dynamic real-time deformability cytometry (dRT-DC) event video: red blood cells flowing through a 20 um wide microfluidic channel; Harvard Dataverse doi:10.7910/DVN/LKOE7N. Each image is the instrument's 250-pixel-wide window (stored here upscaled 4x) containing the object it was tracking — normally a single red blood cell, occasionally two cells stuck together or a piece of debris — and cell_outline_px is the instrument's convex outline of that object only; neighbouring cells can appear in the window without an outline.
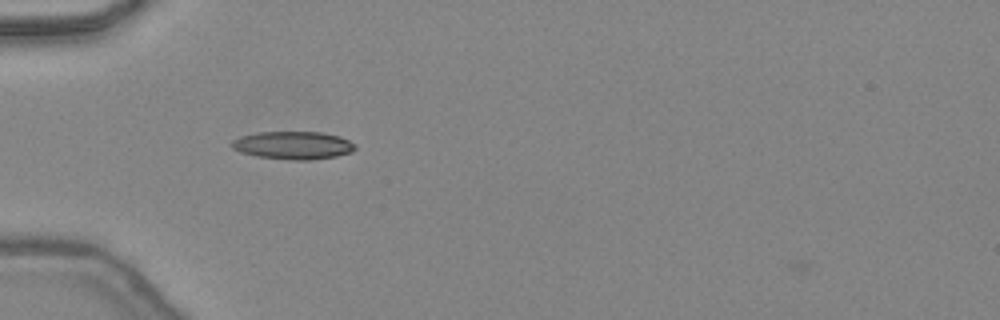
{"species": "common noctule bat (a hibernating species)", "species_latin": "Nyctalus noctula", "temperature_condition": "warm", "stored_images_in_passage": 33, "camera_frame_rate_fps": 3000, "um_per_image_px": 0.085, "animal": {"sex": "female", "body_mass_g": 24.6, "forearm_length_mm": 56.2}, "frame": {"image": 1, "passage_image": 8, "time_ms": 2.333, "image_size_px": [1000, 320], "cell_outline_px": [[356, 148], [352, 152], [336, 156], [308, 160], [296, 160], [256, 156], [240, 152], [232, 148], [232, 140], [240, 136], [260, 132], [320, 132], [340, 136], [356, 144]], "centroid_in_image_um": [24.93, 12.35], "position_along_channel_um": 60.1, "area_um2": 20.0}}
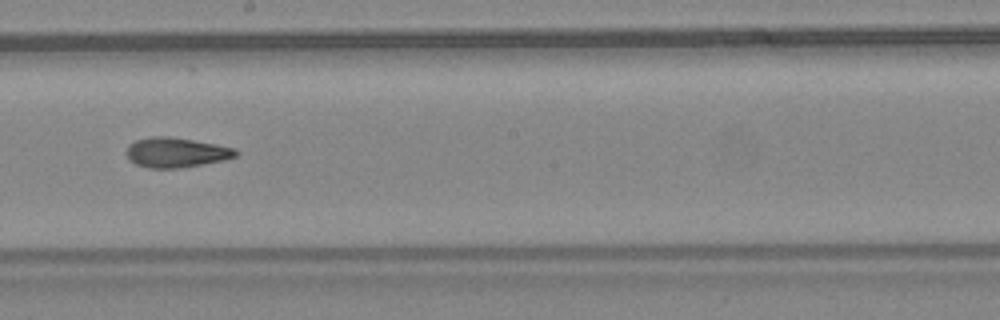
{"frame": {"image": 2, "passage_image": 20, "time_ms": 6.333, "image_size_px": [1000, 320], "cell_outline_px": [[240, 152], [236, 156], [224, 160], [180, 168], [148, 168], [136, 164], [128, 160], [124, 152], [128, 144], [136, 140], [152, 136], [168, 136], [216, 144], [236, 148]], "centroid_in_image_um": [14.94, 12.96], "position_along_channel_um": 233.3, "area_um2": 19.25}}
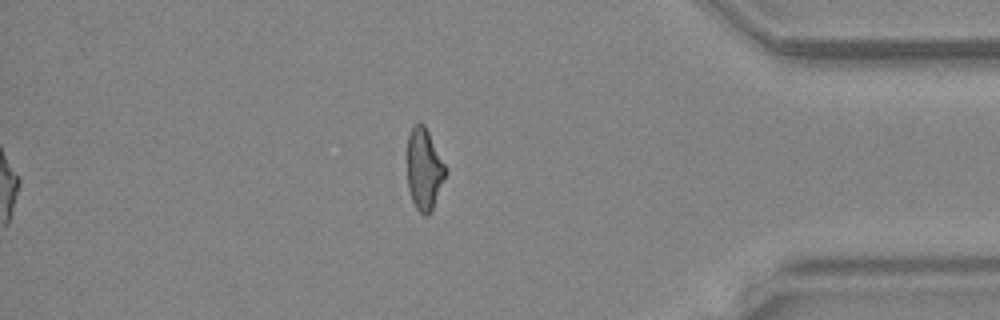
{"frame": {"image": 3, "passage_image": 33, "time_ms": 10.667, "image_size_px": [1000, 320], "cell_outline_px": [[448, 172], [432, 212], [428, 216], [424, 216], [416, 208], [412, 200], [408, 188], [408, 136], [412, 128], [416, 124], [424, 124], [448, 168]], "centroid_in_image_um": [36.1, 14.43], "position_along_channel_um": 399.1, "area_um2": 18.44}, "authors_computed_cell_mechanics": {"area_um2": 18.5538, "velocity_mm_per_s": 4.4972, "shape_relaxation_time_tau1_ms": 7.7548, "shape_relaxation_time_tau2_ms": 1.2959, "deformation_change_tau1": 0.2427, "deformation_change_tau2": 0.0848}}